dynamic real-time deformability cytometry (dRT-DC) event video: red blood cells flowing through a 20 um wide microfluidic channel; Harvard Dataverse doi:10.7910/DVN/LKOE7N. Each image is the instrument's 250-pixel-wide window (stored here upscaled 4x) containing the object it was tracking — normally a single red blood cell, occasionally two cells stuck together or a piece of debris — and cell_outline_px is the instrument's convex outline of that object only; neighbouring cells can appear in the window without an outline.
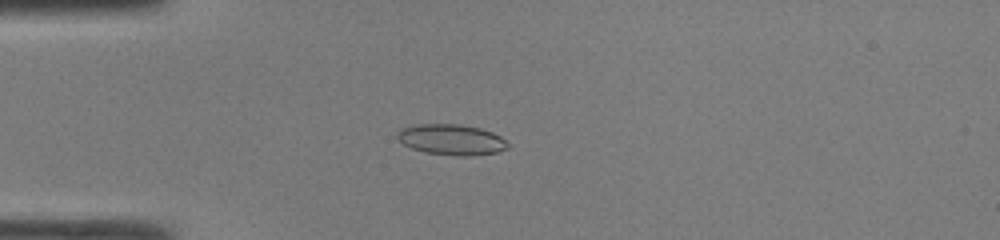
{"species": "common noctule bat (a hibernating species)", "species_latin": "Nyctalus noctula", "temperature_condition": "room temperature", "stored_images_in_passage": 48, "camera_frame_rate_fps": 3000, "um_per_image_px": 0.085, "animal": {"sex": "male", "body_mass_g": 19.0, "forearm_length_mm": 50.8}, "frame": {"image": 1, "passage_image": 14, "time_ms": 4.333, "image_size_px": [1000, 240], "cell_outline_px": [[508, 148], [496, 152], [472, 156], [460, 156], [424, 152], [412, 148], [404, 144], [396, 136], [396, 132], [400, 128], [416, 124], [460, 124], [480, 128], [492, 132], [500, 136], [508, 144]], "centroid_in_image_um": [38.35, 11.86], "position_along_channel_um": 46.7, "area_um2": 19.77}}
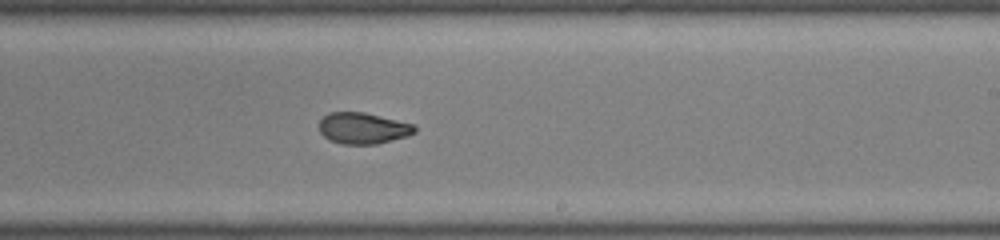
{"frame": {"image": 2, "passage_image": 30, "time_ms": 9.667, "image_size_px": [1000, 240], "cell_outline_px": [[416, 132], [408, 136], [376, 144], [340, 144], [328, 140], [320, 132], [320, 120], [328, 112], [364, 112], [412, 124], [416, 128]], "centroid_in_image_um": [30.83, 10.9], "position_along_channel_um": 258.2, "area_um2": 17.34}}
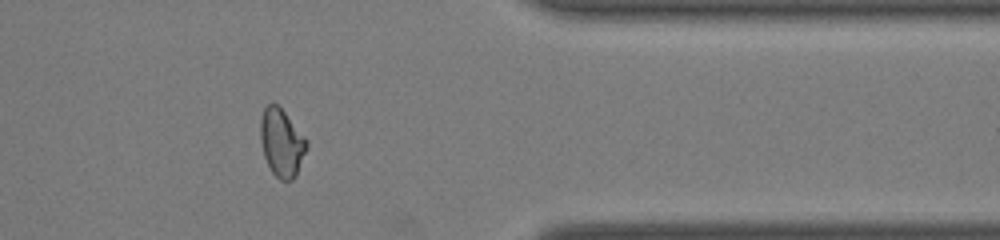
{"frame": {"image": 3, "passage_image": 40, "time_ms": 13.0, "image_size_px": [1000, 240], "cell_outline_px": [[308, 148], [296, 176], [292, 180], [280, 180], [272, 172], [264, 156], [260, 140], [260, 116], [264, 108], [272, 100], [284, 112], [308, 140]], "centroid_in_image_um": [23.94, 12.12], "position_along_channel_um": 387.5, "area_um2": 18.44}, "authors_computed_cell_mechanics": {"area_um2": 18.9006, "velocity_mm_per_s": 4.3021, "shape_relaxation_time_tau1_ms": null, "shape_relaxation_time_tau2_ms": 1.4686, "deformation_change_tau1": null, "deformation_change_tau2": 0.0607}}